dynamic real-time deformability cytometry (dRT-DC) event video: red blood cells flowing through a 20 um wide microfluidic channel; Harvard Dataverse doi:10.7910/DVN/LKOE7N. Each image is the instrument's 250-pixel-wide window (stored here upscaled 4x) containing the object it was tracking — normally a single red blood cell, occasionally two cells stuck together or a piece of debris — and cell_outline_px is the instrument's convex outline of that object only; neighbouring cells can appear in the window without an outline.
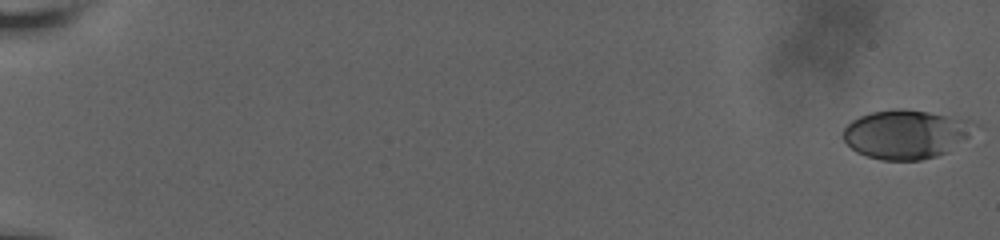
{"species": "human", "species_latin": "Homo sapiens", "temperature_condition": "room temperature", "stored_images_in_passage": 61, "camera_frame_rate_fps": 3000, "um_per_image_px": 0.085, "donor": {"sex": "male"}, "frame": {"image": 1, "passage_image": 1, "time_ms": 0.0, "image_size_px": [1000, 240], "cell_outline_px": [[980, 124], [968, 136], [948, 152], [936, 156], [920, 160], [880, 160], [856, 152], [844, 140], [844, 128], [852, 120], [860, 116], [872, 112], [892, 108], [904, 108], [928, 112], [968, 120]], "centroid_in_image_um": [77.0, 11.4], "position_along_channel_um": 8.0, "area_um2": 37.34}}
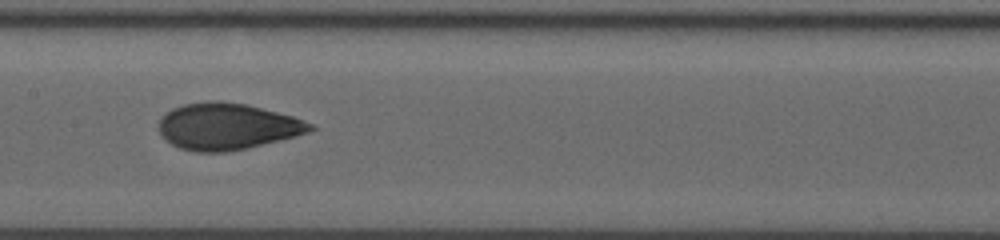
{"frame": {"image": 2, "passage_image": 34, "time_ms": 11.0, "image_size_px": [1000, 240], "cell_outline_px": [[316, 128], [308, 132], [248, 148], [224, 152], [196, 152], [180, 148], [172, 144], [160, 132], [160, 116], [164, 112], [172, 108], [184, 104], [208, 100], [220, 100], [248, 104], [292, 116], [312, 124]], "centroid_in_image_um": [19.28, 10.73], "position_along_channel_um": 188.1, "area_um2": 40.92}}
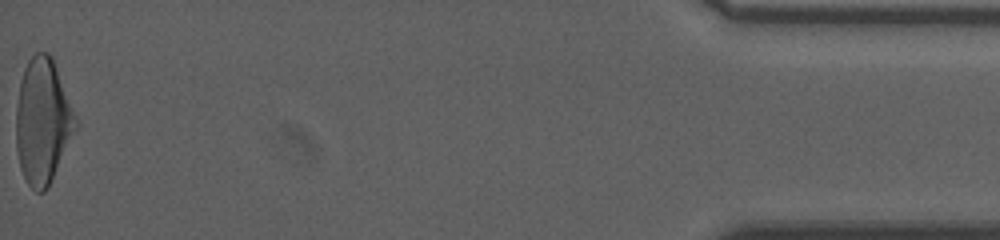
{"frame": {"image": 3, "passage_image": 61, "time_ms": 20.0, "image_size_px": [1000, 240], "cell_outline_px": [[80, 124], [48, 188], [44, 192], [36, 192], [28, 184], [20, 168], [16, 148], [16, 108], [20, 80], [24, 68], [28, 60], [36, 52], [48, 52], [52, 56]], "centroid_in_image_um": [3.65, 10.31], "position_along_channel_um": 431.5, "area_um2": 44.04}, "authors_computed_cell_mechanics": {"area_um2": 39.9976, "velocity_mm_per_s": 3.6724, "shape_relaxation_time_tau1_ms": 5.8443, "shape_relaxation_time_tau2_ms": 1.1554, "deformation_change_tau1": 0.2028, "deformation_change_tau2": 0.0608}}